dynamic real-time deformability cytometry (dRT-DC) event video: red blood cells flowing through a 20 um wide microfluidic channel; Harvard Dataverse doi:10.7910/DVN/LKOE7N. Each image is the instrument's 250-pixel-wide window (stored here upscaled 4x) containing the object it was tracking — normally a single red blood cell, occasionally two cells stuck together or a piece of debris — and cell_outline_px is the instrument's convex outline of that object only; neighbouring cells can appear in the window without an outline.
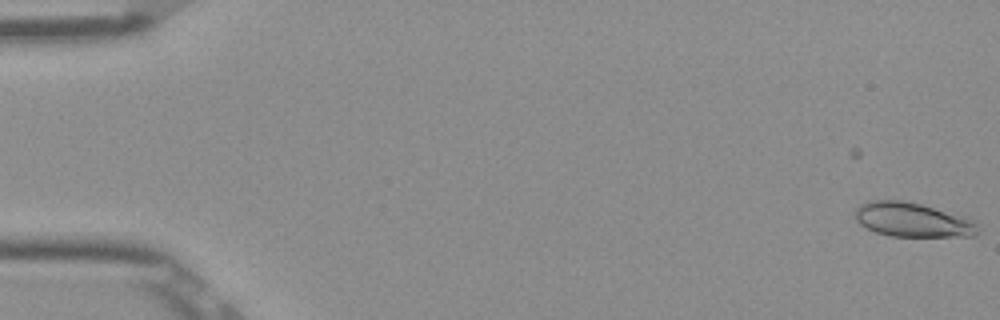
{"species": "Egyptian fruit bat (a non-hibernating species)", "species_latin": "Rousettus aegyptiacus", "temperature_condition": "room temperature", "stored_images_in_passage": 4, "camera_frame_rate_fps": 3000, "um_per_image_px": 0.085, "frame": {"image": 1, "passage_image": 4, "time_ms": 1.0, "image_size_px": [1000, 320], "cell_outline_px": [[980, 232], [976, 236], [888, 236], [876, 232], [860, 224], [856, 220], [856, 208], [860, 204], [868, 200], [900, 200], [920, 204], [972, 216], [976, 220]], "centroid_in_image_um": [77.67, 18.68], "position_along_channel_um": 7.3, "area_um2": 25.09}}